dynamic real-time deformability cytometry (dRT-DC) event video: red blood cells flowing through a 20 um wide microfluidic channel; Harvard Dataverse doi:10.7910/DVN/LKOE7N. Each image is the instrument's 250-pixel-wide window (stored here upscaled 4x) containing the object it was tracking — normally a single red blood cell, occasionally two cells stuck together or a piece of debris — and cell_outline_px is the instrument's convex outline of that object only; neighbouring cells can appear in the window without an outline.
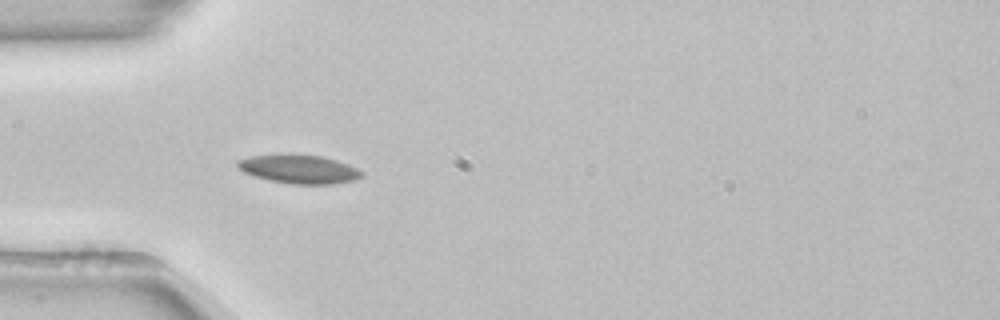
{"species": "common noctule bat (a hibernating species)", "species_latin": "Nyctalus noctula", "temperature_condition": "room temperature", "stored_images_in_passage": 53, "camera_frame_rate_fps": 3000, "um_per_image_px": 0.085, "animal": {"sex": "female", "body_mass_g": 22.7, "forearm_length_mm": 54.2}, "frame": {"image": 1, "passage_image": 16, "time_ms": 5.0, "image_size_px": [1000, 320], "cell_outline_px": [[364, 176], [356, 180], [332, 184], [292, 184], [272, 180], [256, 176], [244, 172], [236, 164], [236, 160], [252, 156], [320, 156], [336, 160], [348, 164], [364, 172]], "centroid_in_image_um": [25.5, 14.41], "position_along_channel_um": 59.5, "area_um2": 20.06}}
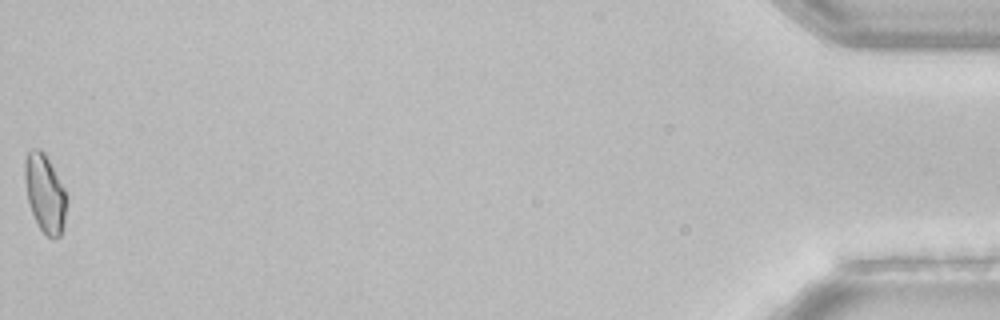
{"frame": {"image": 2, "passage_image": 53, "time_ms": 17.333, "image_size_px": [1000, 320], "cell_outline_px": [[68, 200], [64, 224], [60, 236], [56, 240], [52, 240], [40, 228], [32, 212], [28, 200], [24, 176], [24, 160], [28, 152], [32, 148], [40, 148], [44, 152], [64, 188], [68, 196]], "centroid_in_image_um": [3.84, 16.44], "position_along_channel_um": 431.4, "area_um2": 19.13}, "authors_computed_cell_mechanics": {"area_um2": 19.1318, "velocity_mm_per_s": 3.8673, "shape_relaxation_time_tau1_ms": 4.9131, "shape_relaxation_time_tau2_ms": null, "deformation_change_tau1": 0.0975, "deformation_change_tau2": null}}